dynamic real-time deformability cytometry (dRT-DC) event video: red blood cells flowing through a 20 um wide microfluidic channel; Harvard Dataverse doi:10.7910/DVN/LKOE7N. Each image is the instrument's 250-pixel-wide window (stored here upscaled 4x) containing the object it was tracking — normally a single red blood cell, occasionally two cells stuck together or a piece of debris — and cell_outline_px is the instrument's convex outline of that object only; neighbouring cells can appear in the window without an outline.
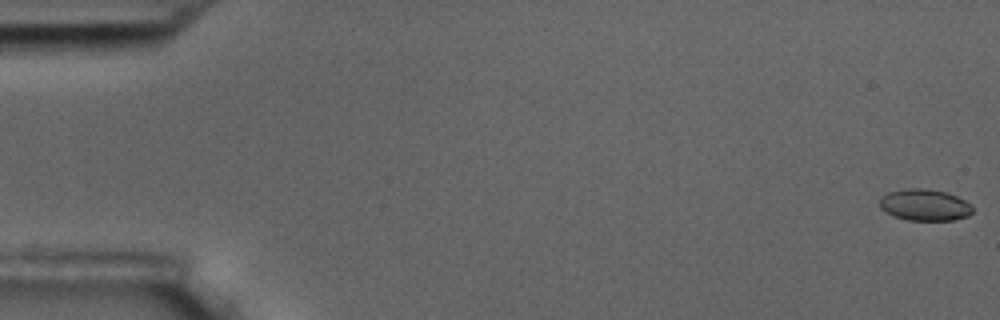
{"species": "common noctule bat (a hibernating species)", "species_latin": "Nyctalus noctula", "temperature_condition": "room temperature", "stored_images_in_passage": 5, "camera_frame_rate_fps": 3000, "um_per_image_px": 0.085, "animal": {"sex": "male", "body_mass_g": 17.5, "forearm_length_mm": 52.3}, "frame": {"image": 1, "passage_image": 1, "time_ms": 0.0, "image_size_px": [1000, 320], "cell_outline_px": [[972, 212], [968, 216], [952, 220], [908, 220], [892, 216], [884, 212], [880, 208], [880, 200], [888, 192], [908, 188], [920, 188], [944, 192], [956, 196], [972, 204]], "centroid_in_image_um": [78.59, 17.43], "position_along_channel_um": 6.4, "area_um2": 16.99}}
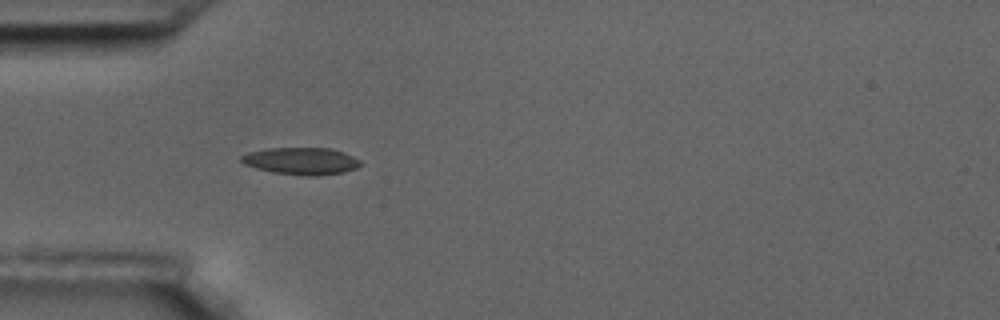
{"frame": {"image": 2, "passage_image": 5, "time_ms": 1.333, "image_size_px": [1000, 320], "cell_outline_px": [[360, 164], [356, 168], [344, 172], [316, 176], [308, 176], [272, 172], [256, 168], [244, 164], [240, 160], [240, 156], [248, 152], [268, 148], [332, 148], [344, 152], [360, 160]], "centroid_in_image_um": [25.59, 13.68], "position_along_channel_um": 59.4, "area_um2": 18.84}}